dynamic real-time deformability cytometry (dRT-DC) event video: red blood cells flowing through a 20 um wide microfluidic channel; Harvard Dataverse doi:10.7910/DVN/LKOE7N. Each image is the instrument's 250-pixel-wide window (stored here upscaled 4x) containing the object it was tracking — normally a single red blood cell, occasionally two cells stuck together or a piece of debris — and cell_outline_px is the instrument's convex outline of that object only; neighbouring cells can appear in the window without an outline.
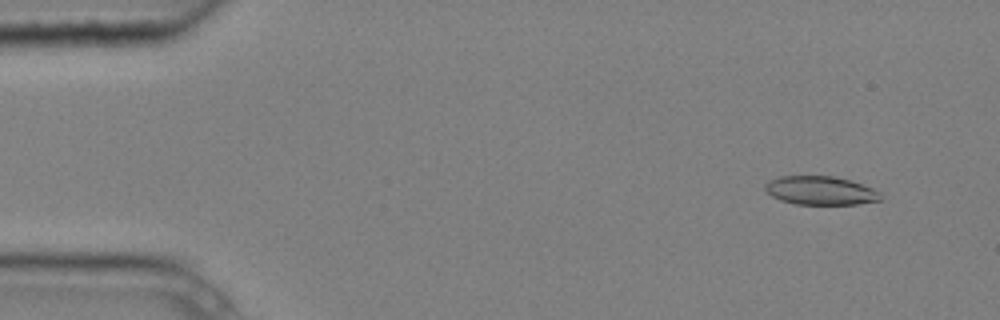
{"species": "common noctule bat (a hibernating species)", "species_latin": "Nyctalus noctula", "temperature_condition": "cold", "stored_images_in_passage": 7, "camera_frame_rate_fps": 3000, "um_per_image_px": 0.085, "animal": {"sex": "male", "body_mass_g": 20.4}, "frame": {"image": 1, "passage_image": 1, "time_ms": 0.0, "image_size_px": [1000, 320], "cell_outline_px": [[880, 200], [856, 204], [796, 204], [780, 200], [772, 196], [764, 188], [764, 184], [768, 180], [780, 176], [832, 176], [848, 180], [872, 188], [880, 192]], "centroid_in_image_um": [69.69, 16.19], "position_along_channel_um": 15.3, "area_um2": 19.07}}
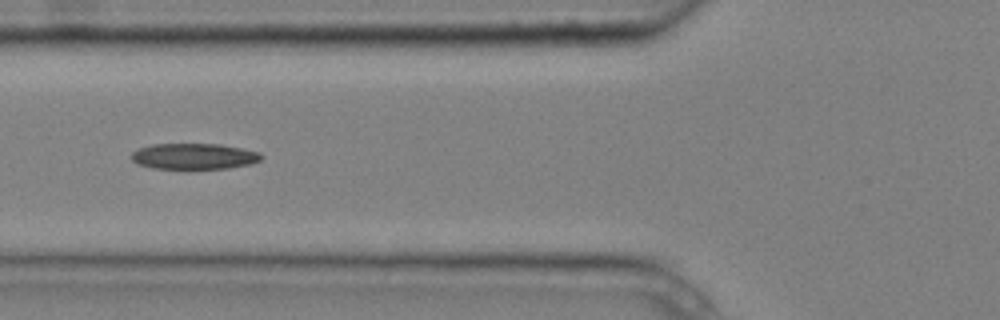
{"frame": {"image": 2, "passage_image": 5, "time_ms": 1.333, "image_size_px": [1000, 320], "cell_outline_px": [[264, 156], [260, 160], [252, 164], [228, 168], [152, 168], [140, 164], [132, 160], [132, 152], [136, 148], [152, 144], [220, 144], [260, 152]], "centroid_in_image_um": [16.51, 13.27], "position_along_channel_um": 109.3, "area_um2": 19.54}}
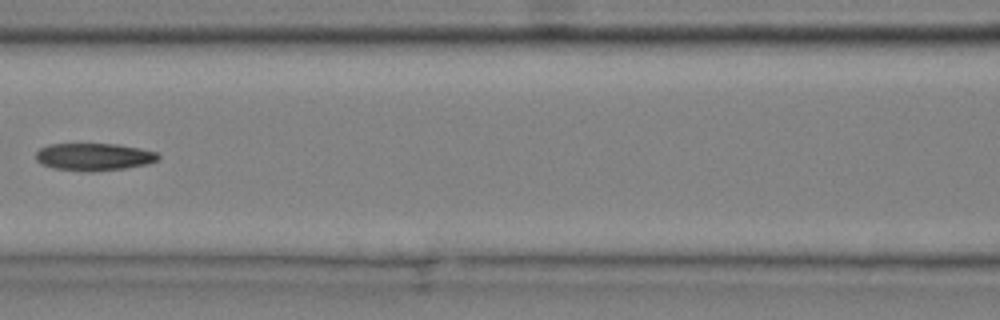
{"frame": {"image": 3, "passage_image": 6, "time_ms": 1.667, "image_size_px": [1000, 320], "cell_outline_px": [[160, 156], [156, 160], [148, 164], [124, 168], [92, 172], [84, 172], [52, 168], [40, 164], [36, 160], [36, 152], [40, 148], [48, 144], [116, 144], [140, 148], [156, 152]], "centroid_in_image_um": [7.94, 13.34], "position_along_channel_um": 158.7, "area_um2": 19.71}}